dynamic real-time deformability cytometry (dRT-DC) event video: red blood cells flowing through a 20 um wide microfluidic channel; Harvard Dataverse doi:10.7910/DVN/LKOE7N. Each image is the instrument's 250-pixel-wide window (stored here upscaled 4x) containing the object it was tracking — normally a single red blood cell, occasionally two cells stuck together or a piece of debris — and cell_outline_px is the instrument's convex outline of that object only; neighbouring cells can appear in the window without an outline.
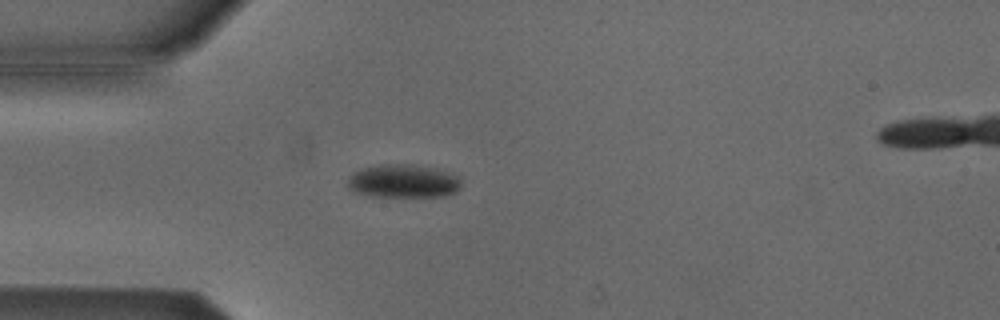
{"species": "Egyptian fruit bat (a non-hibernating species)", "species_latin": "Rousettus aegyptiacus", "temperature_condition": "cold", "stored_images_in_passage": 43, "camera_frame_rate_fps": 3000, "um_per_image_px": 0.085, "animal": {"sex": "male"}, "frame": {"image": 1, "passage_image": 8, "time_ms": 2.333, "image_size_px": [1000, 320], "cell_outline_px": [[460, 188], [456, 192], [444, 196], [372, 196], [356, 192], [348, 188], [348, 176], [352, 172], [364, 168], [380, 164], [416, 164], [436, 168], [448, 172], [456, 176], [460, 180]], "centroid_in_image_um": [34.27, 15.38], "position_along_channel_um": 50.7, "area_um2": 22.14}}
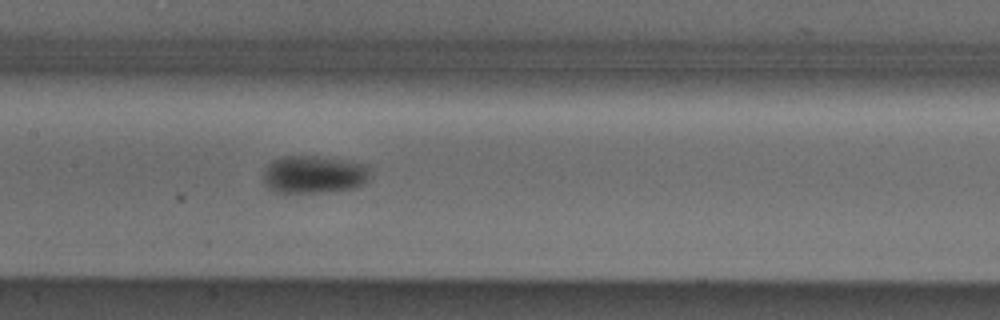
{"frame": {"image": 2, "passage_image": 19, "time_ms": 6.0, "image_size_px": [1000, 320], "cell_outline_px": [[368, 176], [364, 184], [356, 188], [328, 192], [276, 192], [268, 188], [264, 184], [264, 172], [268, 164], [272, 160], [284, 156], [316, 156], [364, 164], [368, 168]], "centroid_in_image_um": [26.65, 14.84], "position_along_channel_um": 180.8, "area_um2": 23.29}}
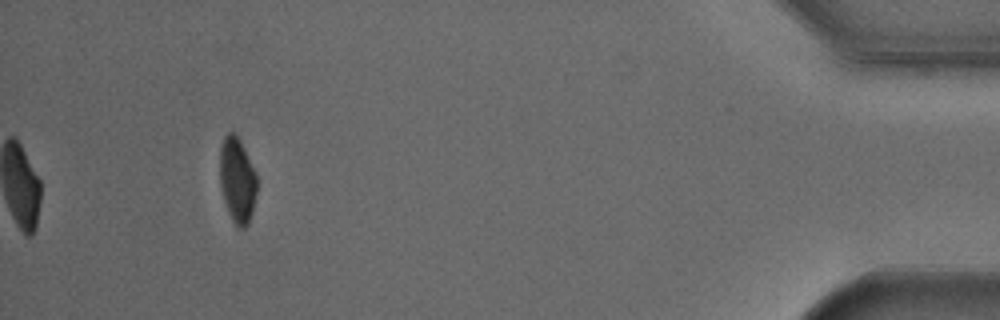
{"frame": {"image": 3, "passage_image": 43, "time_ms": 14.0, "image_size_px": [1000, 320], "cell_outline_px": [[256, 192], [252, 212], [248, 224], [244, 228], [240, 228], [232, 220], [228, 212], [224, 200], [220, 184], [220, 144], [224, 136], [228, 132], [232, 132], [240, 140], [256, 172]], "centroid_in_image_um": [20.16, 15.29], "position_along_channel_um": 415.0, "area_um2": 18.32}, "authors_computed_cell_mechanics": {"area_um2": 21.964, "velocity_mm_per_s": 3.8188, "shape_relaxation_time_tau1_ms": 1.7856, "shape_relaxation_time_tau2_ms": null, "deformation_change_tau1": 0.0758, "deformation_change_tau2": null}}